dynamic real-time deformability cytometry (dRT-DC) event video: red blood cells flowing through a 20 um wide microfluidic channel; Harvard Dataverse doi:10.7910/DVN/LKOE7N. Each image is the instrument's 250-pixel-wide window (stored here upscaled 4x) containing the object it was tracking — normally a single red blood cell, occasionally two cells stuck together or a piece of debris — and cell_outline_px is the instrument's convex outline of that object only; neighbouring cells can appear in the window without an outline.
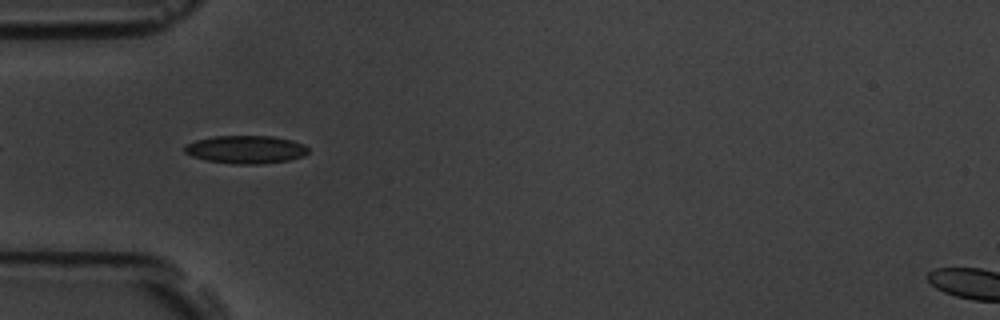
{"species": "common noctule bat (a hibernating species)", "species_latin": "Nyctalus noctula", "temperature_condition": "room temperature", "stored_images_in_passage": 41, "camera_frame_rate_fps": 3000, "um_per_image_px": 0.085, "animal": {"sex": "male", "body_mass_g": 19.5, "forearm_length_mm": 54.6}, "frame": {"image": 1, "passage_image": 3, "time_ms": 0.667, "image_size_px": [1000, 320], "cell_outline_px": [[308, 152], [304, 156], [288, 160], [260, 164], [232, 164], [208, 160], [192, 156], [184, 152], [184, 144], [196, 140], [216, 136], [272, 136], [292, 140], [304, 144], [308, 148]], "centroid_in_image_um": [20.9, 12.7], "position_along_channel_um": 64.1, "area_um2": 20.17}}
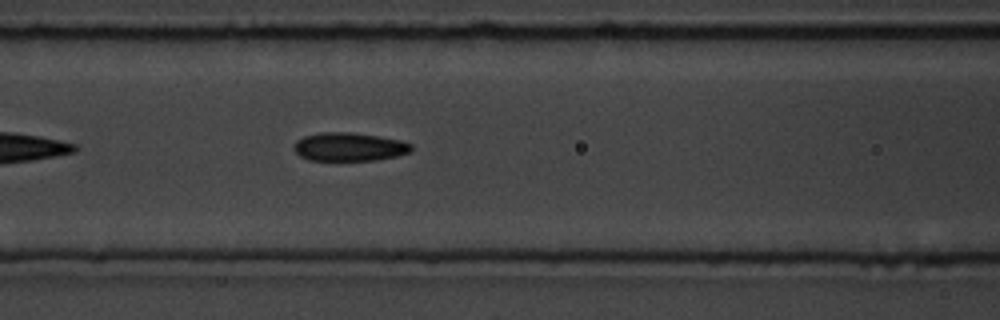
{"frame": {"image": 2, "passage_image": 9, "time_ms": 2.667, "image_size_px": [1000, 320], "cell_outline_px": [[412, 152], [396, 156], [376, 160], [308, 160], [300, 156], [292, 148], [292, 144], [296, 140], [304, 136], [320, 132], [352, 132], [400, 140], [412, 144]], "centroid_in_image_um": [29.65, 12.48], "position_along_channel_um": 137.0, "area_um2": 19.59}}
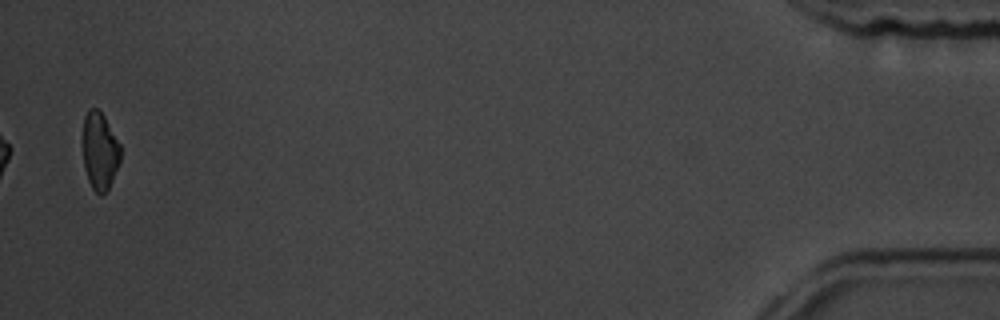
{"frame": {"image": 3, "passage_image": 40, "time_ms": 13.0, "image_size_px": [1000, 320], "cell_outline_px": [[120, 160], [112, 180], [108, 188], [100, 196], [92, 188], [88, 180], [84, 168], [80, 140], [80, 136], [84, 116], [88, 108], [96, 108], [104, 116], [120, 144]], "centroid_in_image_um": [8.41, 12.79], "position_along_channel_um": 426.8, "area_um2": 17.51}, "authors_computed_cell_mechanics": {"area_um2": 19.2474, "velocity_mm_per_s": 3.6821, "shape_relaxation_time_tau1_ms": 3.3596, "shape_relaxation_time_tau2_ms": 3.4996, "deformation_change_tau1": 0.1241, "deformation_change_tau2": 0.1104}}